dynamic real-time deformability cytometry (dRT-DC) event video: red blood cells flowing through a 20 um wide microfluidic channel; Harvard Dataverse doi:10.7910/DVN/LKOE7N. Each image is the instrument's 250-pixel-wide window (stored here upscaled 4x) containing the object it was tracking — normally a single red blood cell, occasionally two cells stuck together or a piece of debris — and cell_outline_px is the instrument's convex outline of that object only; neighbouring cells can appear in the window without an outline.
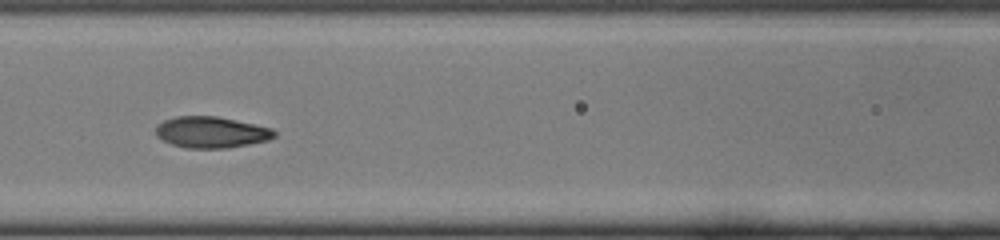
{"species": "common noctule bat (a hibernating species)", "species_latin": "Nyctalus noctula", "temperature_condition": "cold", "stored_images_in_passage": 43, "camera_frame_rate_fps": 3000, "um_per_image_px": 0.085, "animal": {"sex": "female", "body_mass_g": 22.0, "forearm_length_mm": 56.7}, "frame": {"image": 1, "passage_image": 19, "time_ms": 6.0, "image_size_px": [1000, 240], "cell_outline_px": [[276, 136], [268, 140], [228, 148], [188, 148], [172, 144], [156, 136], [156, 124], [164, 120], [176, 116], [216, 116], [272, 128], [276, 132]], "centroid_in_image_um": [17.94, 11.24], "position_along_channel_um": 148.7, "area_um2": 21.5}}
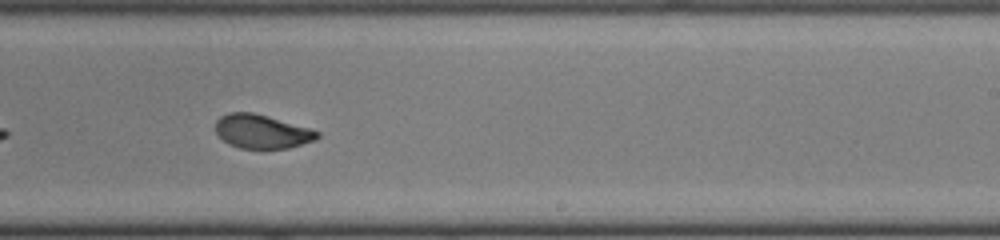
{"frame": {"image": 2, "passage_image": 27, "time_ms": 8.667, "image_size_px": [1000, 240], "cell_outline_px": [[320, 136], [316, 140], [288, 148], [260, 152], [240, 148], [228, 144], [216, 132], [216, 120], [220, 116], [228, 112], [252, 112], [268, 116], [312, 128], [320, 132]], "centroid_in_image_um": [22.29, 11.22], "position_along_channel_um": 266.7, "area_um2": 20.87}}
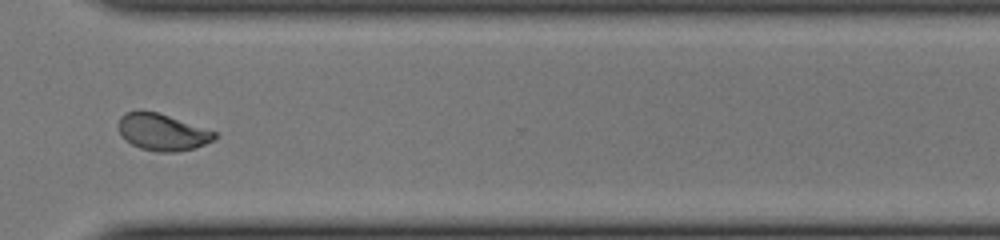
{"frame": {"image": 3, "passage_image": 33, "time_ms": 10.667, "image_size_px": [1000, 240], "cell_outline_px": [[220, 136], [204, 144], [192, 148], [176, 152], [156, 152], [140, 148], [124, 140], [120, 136], [120, 116], [124, 112], [140, 108], [156, 112], [216, 132]], "centroid_in_image_um": [13.75, 11.21], "position_along_channel_um": 356.9, "area_um2": 20.63}}